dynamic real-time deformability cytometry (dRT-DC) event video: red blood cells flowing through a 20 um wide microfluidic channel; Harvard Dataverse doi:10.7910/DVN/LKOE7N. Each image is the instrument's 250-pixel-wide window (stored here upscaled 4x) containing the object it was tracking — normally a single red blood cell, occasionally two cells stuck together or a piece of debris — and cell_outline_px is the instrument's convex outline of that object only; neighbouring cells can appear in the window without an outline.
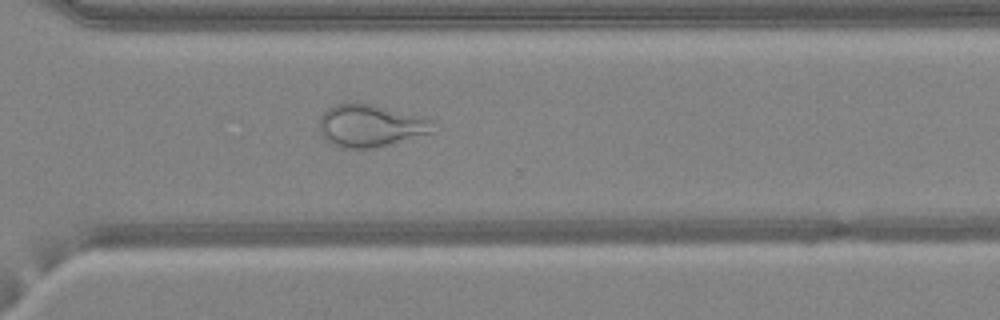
{"species": "common noctule bat (a hibernating species)", "species_latin": "Nyctalus noctula", "temperature_condition": "warm", "stored_images_in_passage": 47, "camera_frame_rate_fps": 3000, "um_per_image_px": 0.085, "animal": {"sex": "female", "body_mass_g": 24.6, "forearm_length_mm": 56.2}, "frame": {"image": 1, "passage_image": 34, "time_ms": 11.0, "image_size_px": [1000, 320], "cell_outline_px": [[436, 132], [372, 148], [344, 148], [332, 144], [324, 140], [320, 132], [320, 116], [332, 104], [344, 100], [352, 100], [372, 104], [424, 116], [432, 120]], "centroid_in_image_um": [31.47, 10.64], "position_along_channel_um": 339.1, "area_um2": 28.78}}
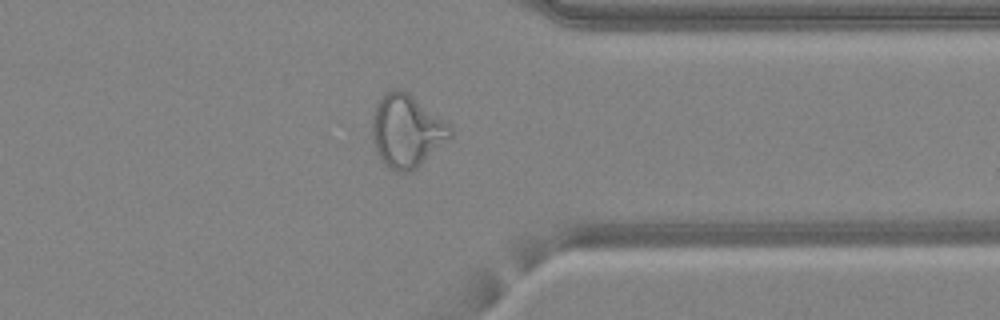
{"frame": {"image": 2, "passage_image": 37, "time_ms": 12.0, "image_size_px": [1000, 320], "cell_outline_px": [[452, 136], [416, 168], [408, 172], [396, 172], [384, 164], [380, 160], [376, 152], [372, 136], [372, 120], [376, 104], [384, 92], [392, 88], [404, 88], [452, 124]], "centroid_in_image_um": [34.57, 11.08], "position_along_channel_um": 376.8, "area_um2": 33.7}}
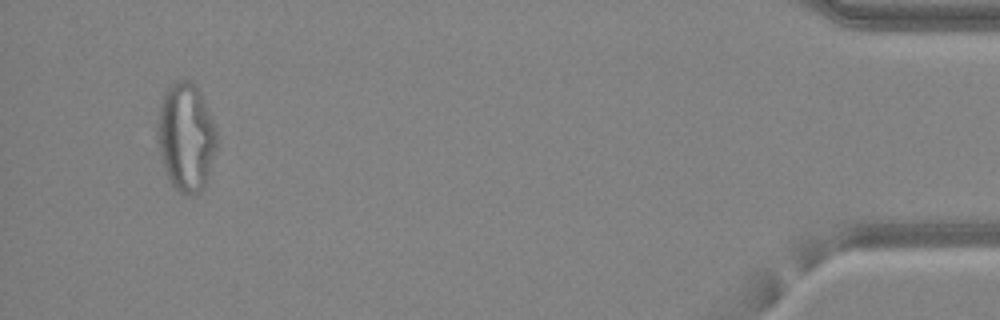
{"frame": {"image": 3, "passage_image": 45, "time_ms": 14.667, "image_size_px": [1000, 320], "cell_outline_px": [[216, 148], [204, 188], [200, 192], [192, 196], [180, 192], [172, 184], [168, 176], [160, 152], [156, 132], [156, 124], [160, 104], [168, 88], [176, 80], [188, 80], [196, 84], [200, 92], [216, 128]], "centroid_in_image_um": [15.81, 11.64], "position_along_channel_um": 419.4, "area_um2": 37.11}}